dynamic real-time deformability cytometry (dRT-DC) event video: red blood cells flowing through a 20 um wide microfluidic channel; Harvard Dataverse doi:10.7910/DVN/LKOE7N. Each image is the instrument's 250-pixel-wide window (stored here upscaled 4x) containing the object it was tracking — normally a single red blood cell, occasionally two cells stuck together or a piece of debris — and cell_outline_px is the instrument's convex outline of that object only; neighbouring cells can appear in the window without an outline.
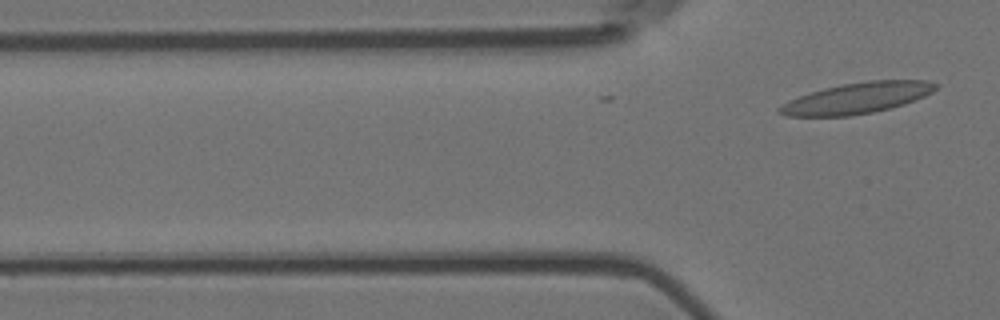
{"species": "Egyptian fruit bat (a non-hibernating species)", "species_latin": "Rousettus aegyptiacus", "temperature_condition": "room temperature", "stored_images_in_passage": 5, "camera_frame_rate_fps": 3000, "um_per_image_px": 0.085, "animal": {"sex": "female"}, "frame": {"image": 1, "passage_image": 5, "time_ms": 1.333, "image_size_px": [1000, 320], "cell_outline_px": [[940, 84], [932, 92], [924, 96], [904, 104], [872, 112], [848, 116], [788, 116], [776, 112], [776, 108], [788, 100], [824, 88], [844, 84], [868, 80], [924, 80]], "centroid_in_image_um": [72.83, 8.33], "position_along_channel_um": 53.0, "area_um2": 27.92}}